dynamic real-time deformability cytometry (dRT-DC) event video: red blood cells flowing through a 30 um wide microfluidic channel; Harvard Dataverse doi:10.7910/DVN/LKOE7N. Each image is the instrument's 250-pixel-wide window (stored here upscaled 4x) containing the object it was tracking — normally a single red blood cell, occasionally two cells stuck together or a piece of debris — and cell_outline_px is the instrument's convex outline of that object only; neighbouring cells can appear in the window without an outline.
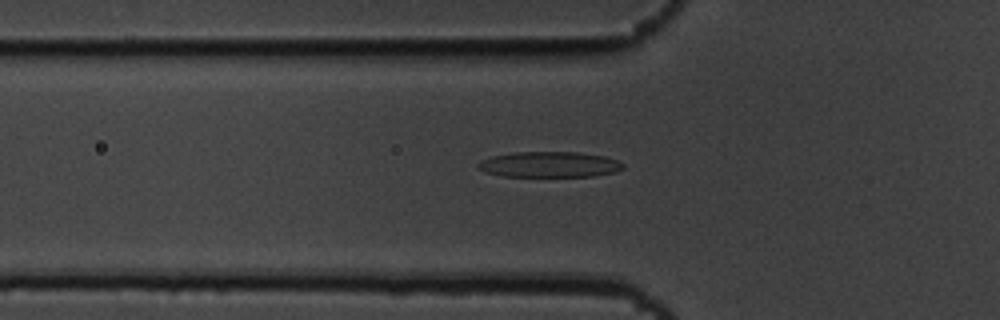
{"species": "common noctule bat (a hibernating species)", "species_latin": "Nyctalus noctula", "temperature_condition": "cold", "stored_images_in_passage": 46, "camera_frame_rate_fps": 3000, "um_per_image_px": 0.085, "animal": {"sex": "male", "body_mass_g": 19.5, "forearm_length_mm": 54.6}, "frame": {"image": 1, "passage_image": 10, "time_ms": 3.0, "image_size_px": [1000, 320], "cell_outline_px": [[624, 168], [612, 172], [592, 176], [504, 176], [484, 172], [476, 164], [480, 160], [492, 156], [516, 152], [576, 152], [604, 156], [616, 160], [624, 164]], "centroid_in_image_um": [46.67, 13.98], "position_along_channel_um": 79.1, "area_um2": 21.44}}
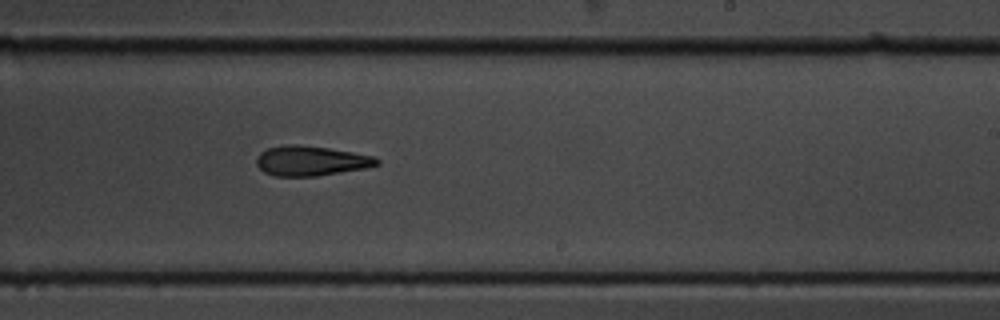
{"frame": {"image": 2, "passage_image": 25, "time_ms": 8.0, "image_size_px": [1000, 320], "cell_outline_px": [[380, 164], [368, 168], [316, 176], [276, 176], [264, 172], [256, 164], [256, 156], [260, 152], [268, 148], [288, 144], [296, 144], [328, 148], [376, 156], [380, 160]], "centroid_in_image_um": [26.45, 13.67], "position_along_channel_um": 262.5, "area_um2": 21.1}}
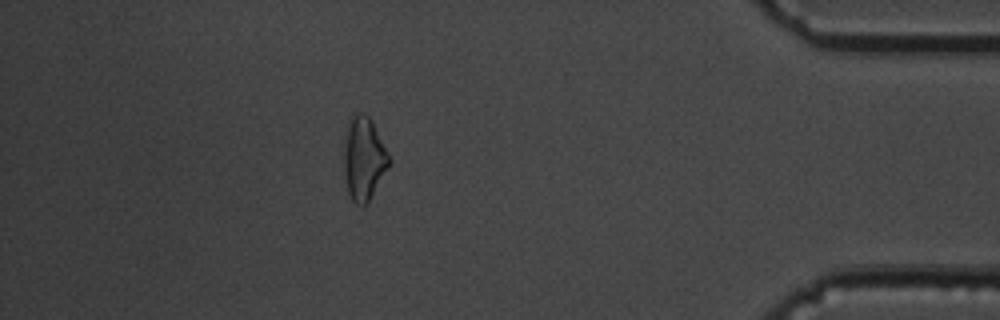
{"frame": {"image": 3, "passage_image": 40, "time_ms": 13.0, "image_size_px": [1000, 320], "cell_outline_px": [[392, 164], [368, 200], [364, 204], [356, 204], [352, 200], [348, 192], [340, 152], [348, 124], [352, 116], [356, 112], [364, 112], [372, 120], [392, 160]], "centroid_in_image_um": [30.9, 13.43], "position_along_channel_um": 404.3, "area_um2": 22.48}, "authors_computed_cell_mechanics": {"area_um2": 21.2704, "velocity_mm_per_s": 3.6711, "shape_relaxation_time_tau1_ms": 7.2087, "shape_relaxation_time_tau2_ms": 5.0959, "deformation_change_tau1": 0.1917, "deformation_change_tau2": 0.1733}}